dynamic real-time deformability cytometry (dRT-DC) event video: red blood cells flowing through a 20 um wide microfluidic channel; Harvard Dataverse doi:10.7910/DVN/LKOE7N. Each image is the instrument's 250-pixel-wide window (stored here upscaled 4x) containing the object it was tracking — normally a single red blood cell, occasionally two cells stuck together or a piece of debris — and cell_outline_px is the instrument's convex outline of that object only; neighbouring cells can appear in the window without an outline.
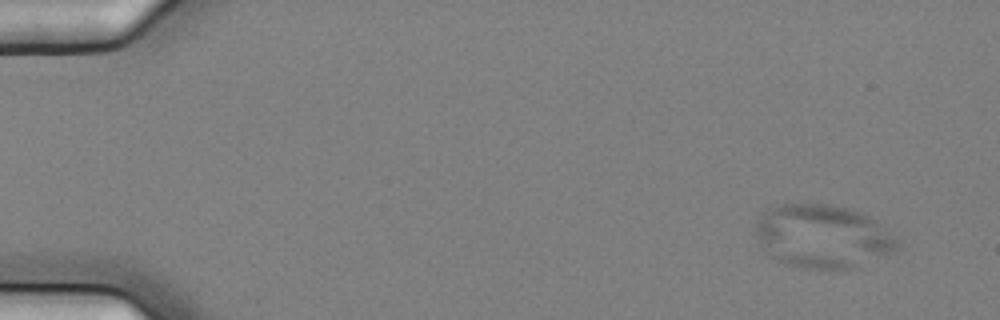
{"species": "common noctule bat (a hibernating species)", "species_latin": "Nyctalus noctula", "temperature_condition": "cold", "stored_images_in_passage": 4, "camera_frame_rate_fps": 3000, "um_per_image_px": 0.085, "animal": {"sex": "female", "body_mass_g": 25.1}, "frame": {"image": 1, "passage_image": 1, "time_ms": 0.0, "image_size_px": [1000, 320], "cell_outline_px": [[900, 240], [896, 248], [892, 252], [852, 268], [804, 268], [784, 264], [772, 256], [760, 240], [756, 232], [756, 224], [760, 216], [764, 212], [776, 204], [832, 204], [848, 208], [860, 212], [876, 220]], "centroid_in_image_um": [69.95, 20.06], "position_along_channel_um": 15.0, "area_um2": 51.67}}
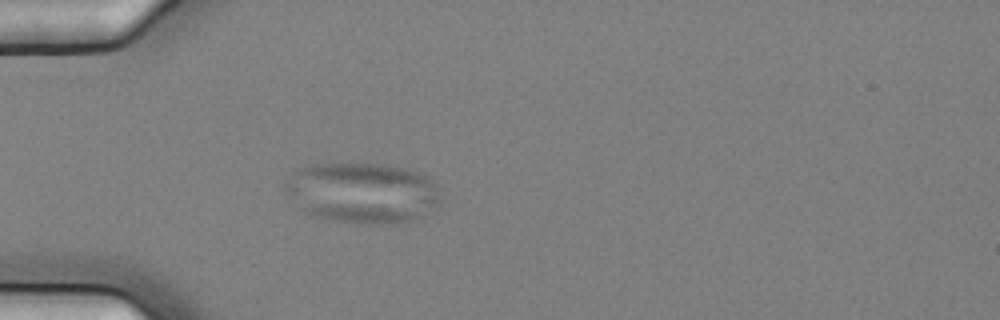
{"frame": {"image": 2, "passage_image": 4, "time_ms": 1.0, "image_size_px": [1000, 320], "cell_outline_px": [[440, 204], [420, 220], [388, 224], [360, 224], [336, 220], [316, 216], [300, 212], [292, 204], [284, 188], [284, 184], [288, 176], [300, 168], [312, 164], [384, 164], [404, 168], [420, 172], [436, 188], [440, 200]], "centroid_in_image_um": [30.76, 16.42], "position_along_channel_um": 54.2, "area_um2": 55.49}}